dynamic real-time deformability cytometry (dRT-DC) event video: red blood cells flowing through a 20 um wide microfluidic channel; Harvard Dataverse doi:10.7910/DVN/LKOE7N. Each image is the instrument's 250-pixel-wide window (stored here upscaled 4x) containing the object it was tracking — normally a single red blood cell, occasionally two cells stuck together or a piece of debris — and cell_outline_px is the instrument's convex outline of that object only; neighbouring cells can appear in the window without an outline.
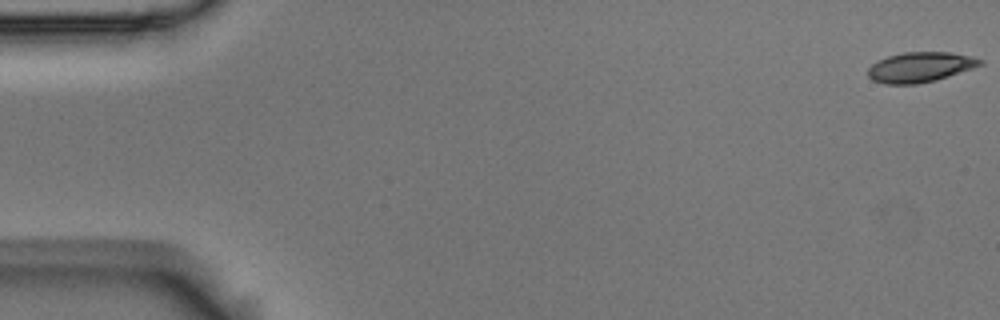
{"species": "Egyptian fruit bat (a non-hibernating species)", "species_latin": "Rousettus aegyptiacus", "temperature_condition": "room temperature", "stored_images_in_passage": 10, "camera_frame_rate_fps": 3000, "um_per_image_px": 0.085, "animal": {"sex": "male"}, "frame": {"image": 1, "passage_image": 1, "time_ms": 0.0, "image_size_px": [1000, 320], "cell_outline_px": [[984, 64], [936, 80], [916, 84], [884, 84], [872, 80], [868, 76], [868, 68], [876, 60], [888, 56], [904, 52], [948, 52], [972, 56], [984, 60]], "centroid_in_image_um": [78.2, 5.7], "position_along_channel_um": 6.8, "area_um2": 19.71}}